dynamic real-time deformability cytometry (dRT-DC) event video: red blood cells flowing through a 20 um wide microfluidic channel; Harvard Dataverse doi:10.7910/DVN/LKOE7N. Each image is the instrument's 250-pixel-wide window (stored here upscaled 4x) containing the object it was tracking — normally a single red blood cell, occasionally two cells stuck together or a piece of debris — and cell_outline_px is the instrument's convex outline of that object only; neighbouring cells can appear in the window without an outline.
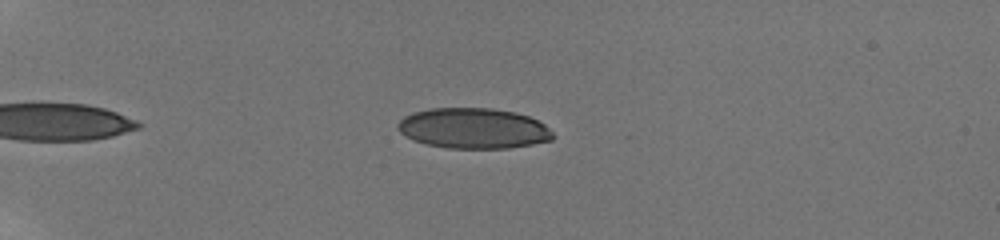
{"species": "human", "species_latin": "Homo sapiens", "temperature_condition": "room temperature", "stored_images_in_passage": 44, "camera_frame_rate_fps": 3000, "um_per_image_px": 0.085, "donor": {"sex": "male"}, "frame": {"image": 1, "passage_image": 4, "time_ms": 1.0, "image_size_px": [1000, 240], "cell_outline_px": [[556, 136], [552, 140], [532, 144], [508, 148], [448, 148], [428, 144], [412, 140], [404, 136], [396, 128], [396, 124], [404, 116], [412, 112], [432, 108], [492, 108], [516, 112], [528, 116], [544, 124]], "centroid_in_image_um": [40.22, 10.9], "position_along_channel_um": 44.8, "area_um2": 36.76}}
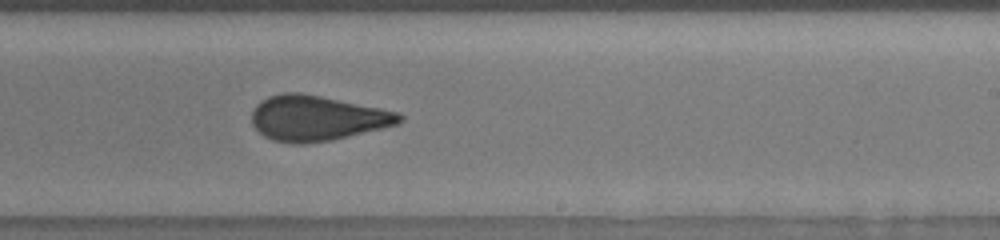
{"frame": {"image": 2, "passage_image": 26, "time_ms": 8.333, "image_size_px": [1000, 240], "cell_outline_px": [[404, 120], [400, 124], [332, 140], [304, 144], [296, 144], [272, 140], [264, 136], [252, 124], [252, 112], [256, 104], [260, 100], [268, 96], [284, 92], [300, 92], [400, 112], [404, 116]], "centroid_in_image_um": [26.95, 10.04], "position_along_channel_um": 262.0, "area_um2": 39.07}}
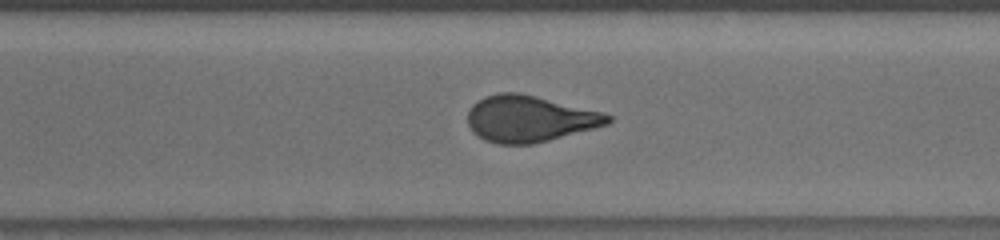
{"frame": {"image": 3, "passage_image": 31, "time_ms": 10.0, "image_size_px": [1000, 240], "cell_outline_px": [[612, 120], [608, 124], [548, 140], [532, 144], [496, 144], [484, 140], [472, 132], [468, 124], [468, 112], [472, 104], [484, 96], [500, 92], [520, 92], [604, 112], [612, 116]], "centroid_in_image_um": [44.98, 10.08], "position_along_channel_um": 325.6, "area_um2": 37.97}, "authors_computed_cell_mechanics": {"area_um2": 38.4081, "velocity_mm_per_s": 3.8263, "shape_relaxation_time_tau1_ms": null, "shape_relaxation_time_tau2_ms": 1.1437, "deformation_change_tau1": null, "deformation_change_tau2": 0.0787}}